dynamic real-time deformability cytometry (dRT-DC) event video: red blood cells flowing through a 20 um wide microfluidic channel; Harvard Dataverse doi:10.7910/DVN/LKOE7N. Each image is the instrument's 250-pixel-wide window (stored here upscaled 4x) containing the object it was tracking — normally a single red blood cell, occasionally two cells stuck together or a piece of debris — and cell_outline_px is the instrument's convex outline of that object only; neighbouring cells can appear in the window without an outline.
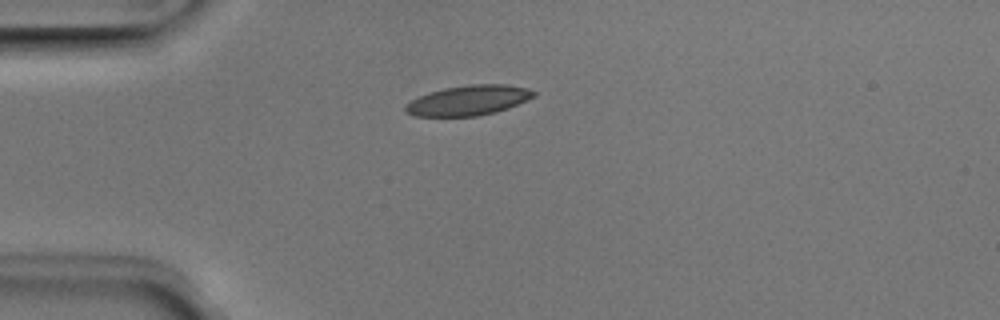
{"species": "Egyptian fruit bat (a non-hibernating species)", "species_latin": "Rousettus aegyptiacus", "temperature_condition": "room temperature", "stored_images_in_passage": 5, "camera_frame_rate_fps": 3000, "um_per_image_px": 0.085, "animal": {"sex": "male"}, "frame": {"image": 1, "passage_image": 2, "time_ms": 0.333, "image_size_px": [1000, 320], "cell_outline_px": [[536, 96], [508, 108], [496, 112], [476, 116], [416, 116], [404, 112], [404, 108], [412, 100], [420, 96], [444, 88], [468, 84], [504, 84], [528, 88], [536, 92]], "centroid_in_image_um": [39.85, 8.53], "position_along_channel_um": 45.1, "area_um2": 22.31}}
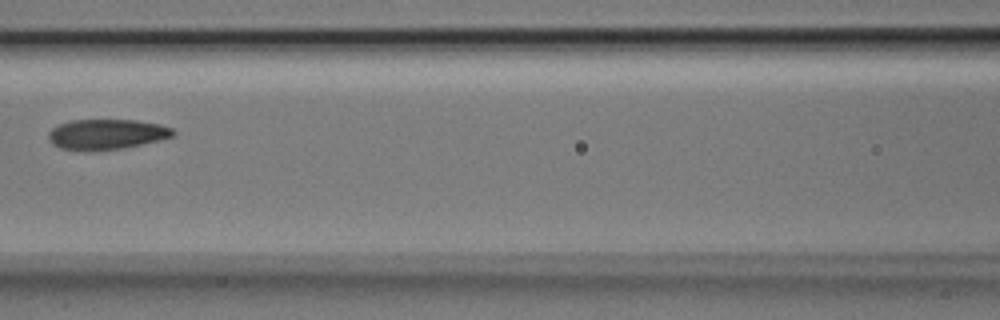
{"frame": {"image": 2, "passage_image": 5, "time_ms": 1.333, "image_size_px": [1000, 320], "cell_outline_px": [[176, 136], [160, 140], [124, 148], [92, 152], [88, 152], [60, 148], [52, 144], [48, 140], [48, 132], [52, 128], [60, 124], [72, 120], [136, 120], [160, 124], [172, 128], [176, 132]], "centroid_in_image_um": [9.06, 11.43], "position_along_channel_um": 157.5, "area_um2": 22.43}}